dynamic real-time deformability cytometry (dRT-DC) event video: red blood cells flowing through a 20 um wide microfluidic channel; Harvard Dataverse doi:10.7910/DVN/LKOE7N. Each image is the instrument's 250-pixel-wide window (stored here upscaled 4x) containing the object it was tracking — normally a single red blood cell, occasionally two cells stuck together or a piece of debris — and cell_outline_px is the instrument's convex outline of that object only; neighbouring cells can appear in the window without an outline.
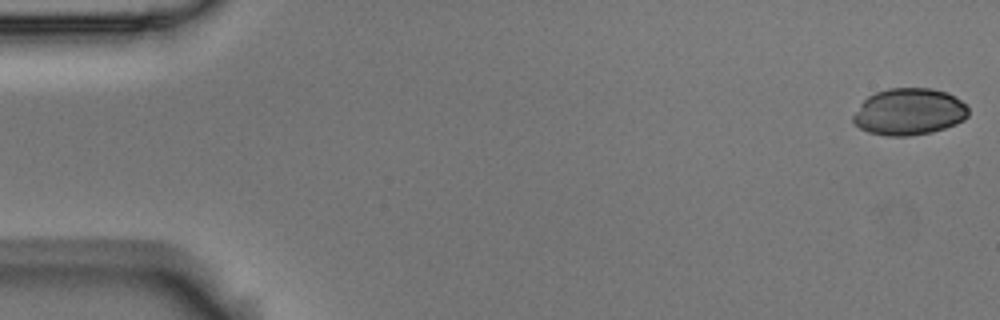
{"species": "Egyptian fruit bat (a non-hibernating species)", "species_latin": "Rousettus aegyptiacus", "temperature_condition": "room temperature", "stored_images_in_passage": 55, "camera_frame_rate_fps": 3000, "um_per_image_px": 0.085, "animal": {"sex": "male"}, "frame": {"image": 1, "passage_image": 1, "time_ms": 0.0, "image_size_px": [1000, 320], "cell_outline_px": [[968, 116], [964, 120], [956, 124], [932, 132], [908, 136], [888, 136], [868, 132], [852, 124], [852, 116], [860, 104], [868, 96], [876, 92], [888, 88], [932, 88], [948, 92], [960, 100], [968, 108]], "centroid_in_image_um": [77.25, 9.5], "position_along_channel_um": 7.7, "area_um2": 31.62}}
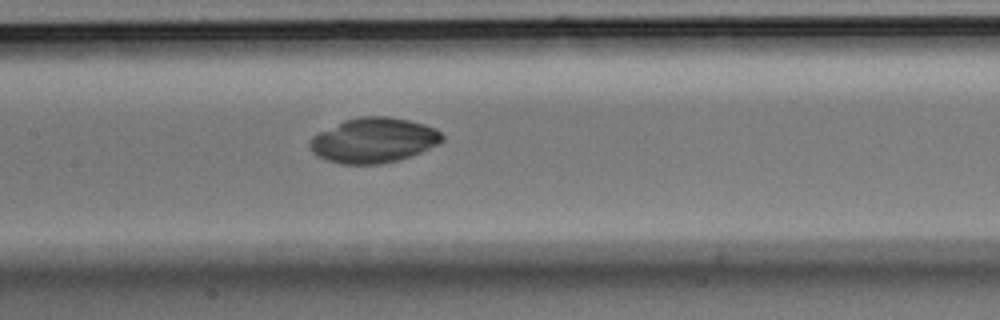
{"frame": {"image": 2, "passage_image": 26, "time_ms": 8.333, "image_size_px": [1000, 320], "cell_outline_px": [[444, 140], [440, 144], [400, 160], [380, 164], [340, 164], [316, 156], [308, 148], [308, 140], [312, 136], [344, 120], [360, 116], [388, 116], [408, 120], [424, 124], [436, 128], [444, 136]], "centroid_in_image_um": [31.75, 11.93], "position_along_channel_um": 175.6, "area_um2": 34.97}}
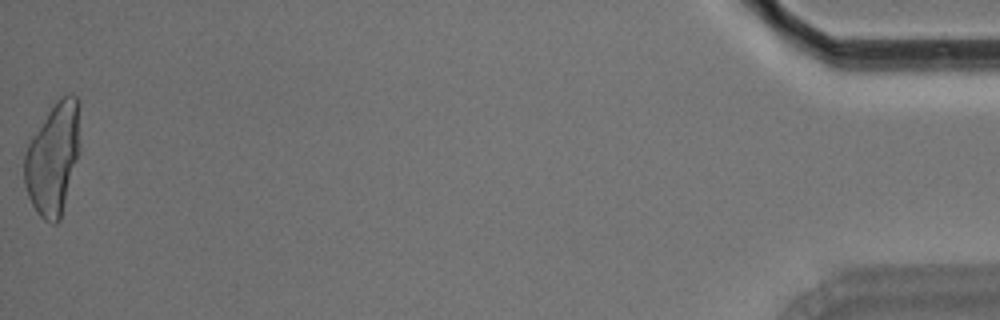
{"frame": {"image": 3, "passage_image": 55, "time_ms": 18.0, "image_size_px": [1000, 320], "cell_outline_px": [[80, 148], [60, 220], [56, 224], [52, 224], [44, 220], [36, 212], [28, 196], [24, 184], [24, 152], [32, 136], [48, 112], [64, 96], [72, 92], [80, 100]], "centroid_in_image_um": [4.52, 13.48], "position_along_channel_um": 430.7, "area_um2": 36.41}}